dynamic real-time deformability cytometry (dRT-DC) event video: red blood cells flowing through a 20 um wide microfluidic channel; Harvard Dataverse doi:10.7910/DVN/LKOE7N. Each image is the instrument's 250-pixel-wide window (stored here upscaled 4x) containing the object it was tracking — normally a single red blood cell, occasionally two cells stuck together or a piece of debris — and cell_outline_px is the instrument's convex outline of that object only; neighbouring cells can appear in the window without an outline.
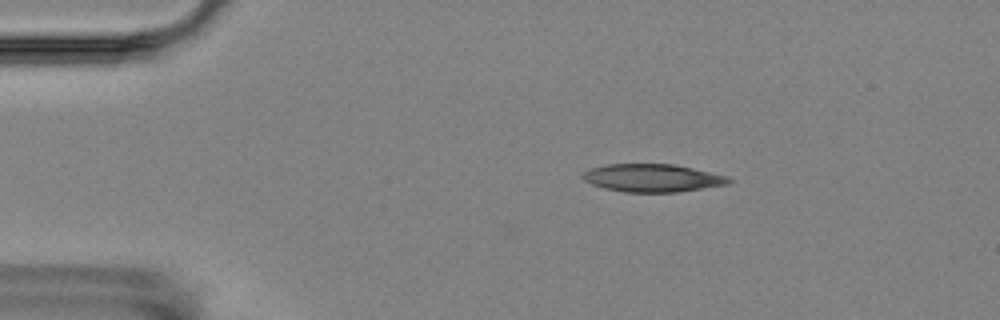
{"species": "Egyptian fruit bat (a non-hibernating species)", "species_latin": "Rousettus aegyptiacus", "temperature_condition": "room temperature", "stored_images_in_passage": 6, "camera_frame_rate_fps": 3000, "um_per_image_px": 0.085, "animal": {"sex": "female"}, "frame": {"image": 1, "passage_image": 6, "time_ms": 6.0, "image_size_px": [1000, 320], "cell_outline_px": [[732, 180], [728, 184], [676, 192], [624, 192], [604, 188], [592, 184], [584, 180], [580, 176], [580, 172], [592, 168], [608, 164], [672, 164], [692, 168], [728, 176]], "centroid_in_image_um": [55.41, 15.12], "position_along_channel_um": 29.6, "area_um2": 23.64}}